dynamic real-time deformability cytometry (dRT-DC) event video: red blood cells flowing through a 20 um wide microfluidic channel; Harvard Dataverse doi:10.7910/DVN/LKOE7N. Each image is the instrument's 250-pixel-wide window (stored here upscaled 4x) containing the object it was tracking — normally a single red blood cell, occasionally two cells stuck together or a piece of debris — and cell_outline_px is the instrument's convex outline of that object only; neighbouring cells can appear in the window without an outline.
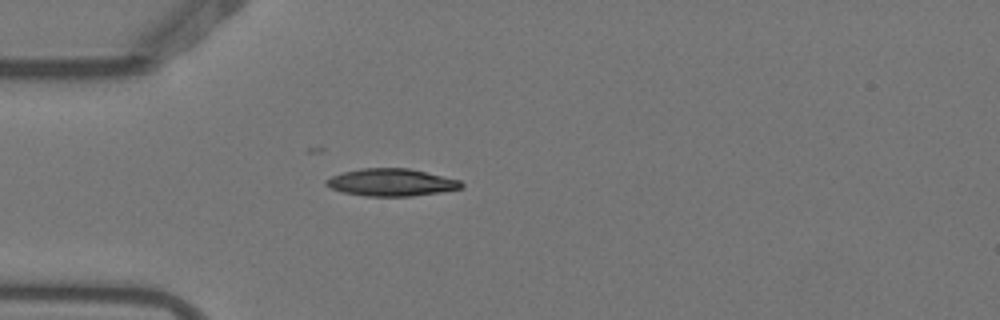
{"species": "Egyptian fruit bat (a non-hibernating species)", "species_latin": "Rousettus aegyptiacus", "temperature_condition": "warm", "stored_images_in_passage": 2, "camera_frame_rate_fps": 3000, "um_per_image_px": 0.085, "animal": {"sex": "female"}, "frame": {"image": 1, "passage_image": 2, "time_ms": 0.333, "image_size_px": [1000, 320], "cell_outline_px": [[464, 184], [460, 188], [440, 192], [412, 196], [368, 196], [344, 192], [332, 188], [324, 184], [324, 180], [332, 176], [344, 172], [360, 168], [408, 168], [460, 180]], "centroid_in_image_um": [33.25, 15.5], "position_along_channel_um": 51.8, "area_um2": 21.33}}